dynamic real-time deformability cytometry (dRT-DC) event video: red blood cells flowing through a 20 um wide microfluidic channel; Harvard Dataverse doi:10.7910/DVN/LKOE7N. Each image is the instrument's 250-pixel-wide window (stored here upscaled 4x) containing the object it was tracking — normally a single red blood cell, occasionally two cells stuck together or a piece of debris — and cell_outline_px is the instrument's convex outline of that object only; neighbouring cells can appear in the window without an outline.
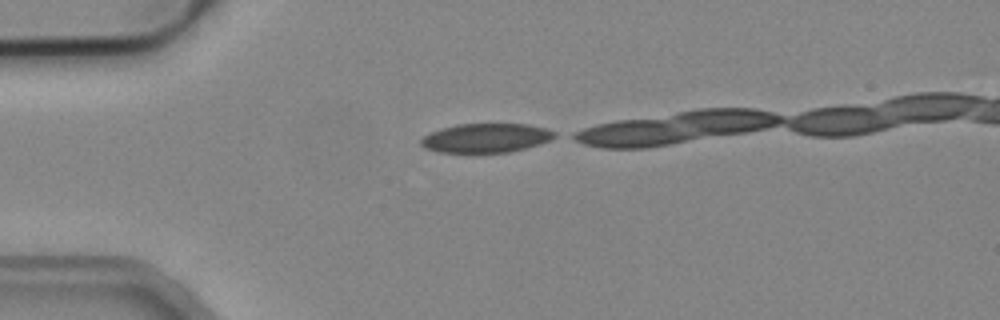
{"species": "common noctule bat (a hibernating species)", "species_latin": "Nyctalus noctula", "temperature_condition": "cold", "stored_images_in_passage": 3, "camera_frame_rate_fps": 3000, "um_per_image_px": 0.085, "animal": {"sex": "male", "body_mass_g": 19.2, "forearm_length_mm": 51.8}, "frame": {"image": 1, "passage_image": 1, "time_ms": 0.0, "image_size_px": [1000, 320], "cell_outline_px": [[556, 136], [540, 144], [508, 152], [440, 152], [424, 148], [420, 144], [420, 140], [424, 136], [440, 128], [456, 124], [528, 124], [544, 128], [556, 132]], "centroid_in_image_um": [41.28, 11.72], "position_along_channel_um": 43.7, "area_um2": 22.48}}